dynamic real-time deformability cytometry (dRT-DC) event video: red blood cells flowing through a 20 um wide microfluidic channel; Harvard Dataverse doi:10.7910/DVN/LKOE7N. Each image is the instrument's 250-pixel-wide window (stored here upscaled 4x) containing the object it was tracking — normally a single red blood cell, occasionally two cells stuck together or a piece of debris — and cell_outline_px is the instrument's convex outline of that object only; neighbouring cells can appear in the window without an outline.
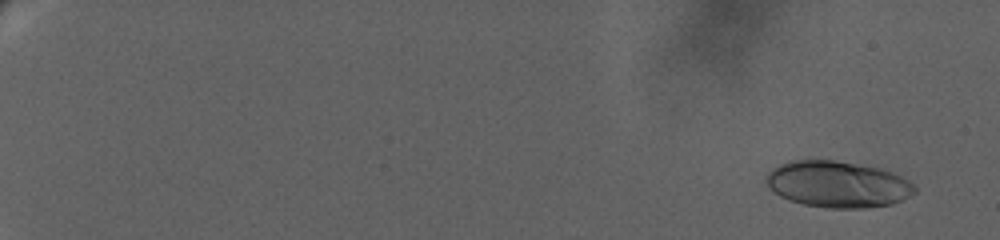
{"species": "human", "species_latin": "Homo sapiens", "temperature_condition": "warm", "stored_images_in_passage": 61, "camera_frame_rate_fps": 3000, "um_per_image_px": 0.085, "donor": {"sex": "female"}, "frame": {"image": 1, "passage_image": 2, "time_ms": 0.667, "image_size_px": [1000, 240], "cell_outline_px": [[916, 192], [892, 204], [864, 208], [828, 208], [804, 204], [788, 200], [780, 196], [764, 180], [764, 176], [772, 168], [780, 164], [792, 160], [832, 160], [884, 168], [908, 180], [916, 188]], "centroid_in_image_um": [71.19, 15.65], "position_along_channel_um": 13.8, "area_um2": 40.11}}
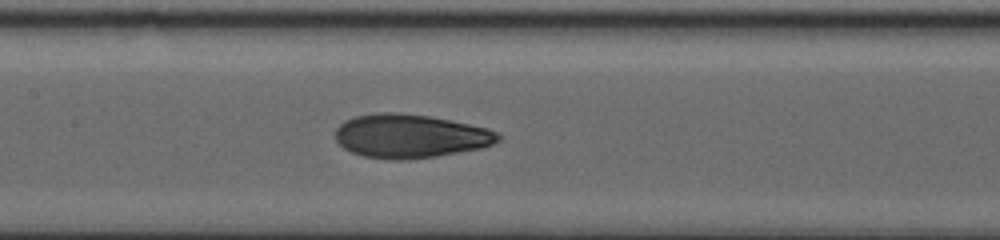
{"frame": {"image": 2, "passage_image": 34, "time_ms": 13.0, "image_size_px": [1000, 240], "cell_outline_px": [[504, 136], [500, 140], [492, 144], [480, 148], [436, 156], [408, 160], [396, 160], [364, 156], [352, 152], [344, 148], [336, 140], [336, 128], [344, 120], [356, 116], [380, 112], [392, 112], [428, 116], [488, 128]], "centroid_in_image_um": [34.87, 11.57], "position_along_channel_um": 172.5, "area_um2": 41.21}}
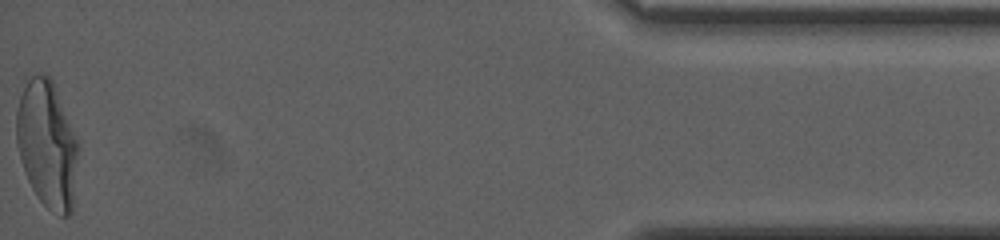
{"frame": {"image": 3, "passage_image": 61, "time_ms": 23.667, "image_size_px": [1000, 240], "cell_outline_px": [[76, 156], [72, 212], [68, 216], [60, 216], [48, 208], [36, 196], [28, 180], [20, 156], [16, 140], [16, 112], [24, 76], [44, 72], [52, 80], [76, 140]], "centroid_in_image_um": [3.94, 12.2], "position_along_channel_um": 431.3, "area_um2": 45.14}, "authors_computed_cell_mechanics": {"area_um2": 40.171, "velocity_mm_per_s": 3.058, "shape_relaxation_time_tau1_ms": 7.5791, "shape_relaxation_time_tau2_ms": 1.4839, "deformation_change_tau1": 0.2524, "deformation_change_tau2": 0.069}}